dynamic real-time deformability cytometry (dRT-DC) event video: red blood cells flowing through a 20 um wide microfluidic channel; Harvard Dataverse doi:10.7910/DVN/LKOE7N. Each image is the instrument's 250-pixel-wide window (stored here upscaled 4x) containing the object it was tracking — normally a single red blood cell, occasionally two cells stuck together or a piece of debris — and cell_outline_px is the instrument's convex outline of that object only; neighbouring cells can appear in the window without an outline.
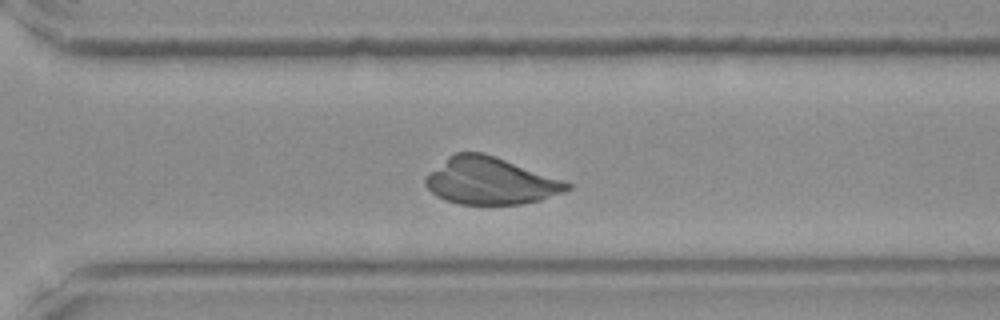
{"species": "Egyptian fruit bat (a non-hibernating species)", "species_latin": "Rousettus aegyptiacus", "temperature_condition": "room temperature", "stored_images_in_passage": 35, "camera_frame_rate_fps": 3000, "um_per_image_px": 0.085, "frame": {"image": 1, "passage_image": 25, "time_ms": 8.0, "image_size_px": [1000, 320], "cell_outline_px": [[572, 188], [540, 200], [520, 204], [460, 204], [444, 200], [436, 196], [424, 184], [424, 176], [428, 172], [448, 156], [456, 152], [484, 152], [572, 184]], "centroid_in_image_um": [41.6, 15.37], "position_along_channel_um": 329.0, "area_um2": 38.55}}
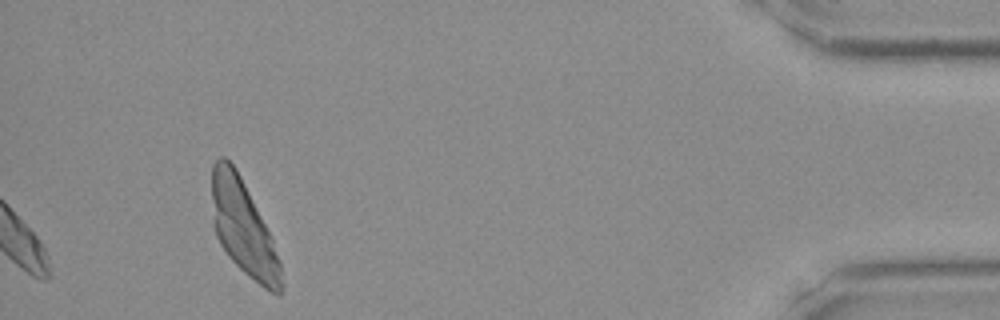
{"frame": {"image": 2, "passage_image": 35, "time_ms": 11.333, "image_size_px": [1000, 320], "cell_outline_px": [[284, 284], [280, 296], [264, 288], [248, 276], [228, 256], [220, 244], [216, 236], [212, 224], [212, 164], [220, 156], [224, 156], [236, 168], [272, 240], [280, 260]], "centroid_in_image_um": [20.67, 19.41], "position_along_channel_um": 414.5, "area_um2": 38.03}}